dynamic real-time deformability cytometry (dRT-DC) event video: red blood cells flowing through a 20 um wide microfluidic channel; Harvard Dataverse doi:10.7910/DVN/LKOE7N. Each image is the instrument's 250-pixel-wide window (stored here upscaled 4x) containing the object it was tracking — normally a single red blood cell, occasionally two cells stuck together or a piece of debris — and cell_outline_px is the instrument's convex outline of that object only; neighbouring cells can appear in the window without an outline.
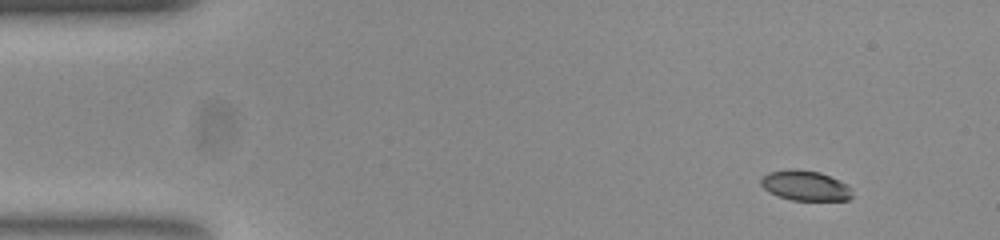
{"species": "common noctule bat (a hibernating species)", "species_latin": "Nyctalus noctula", "temperature_condition": "room temperature", "stored_images_in_passage": 54, "camera_frame_rate_fps": 3000, "um_per_image_px": 0.085, "animal": {"sex": "female", "body_mass_g": 23.0, "forearm_length_mm": 53.4}, "frame": {"image": 1, "passage_image": 6, "time_ms": 1.667, "image_size_px": [1000, 240], "cell_outline_px": [[852, 196], [848, 200], [792, 200], [768, 192], [760, 184], [760, 176], [768, 172], [788, 168], [792, 168], [820, 172], [848, 184], [852, 188]], "centroid_in_image_um": [68.43, 15.76], "position_along_channel_um": 16.6, "area_um2": 16.24}}
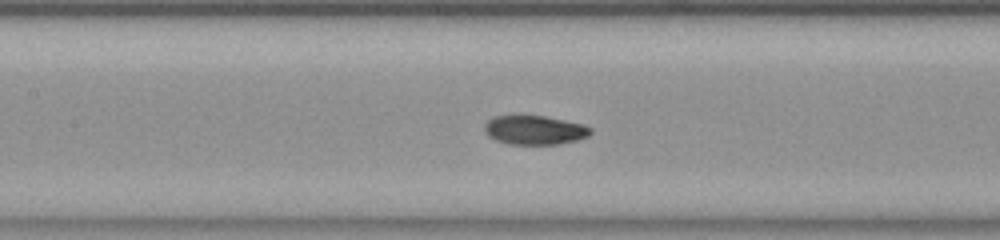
{"frame": {"image": 2, "passage_image": 25, "time_ms": 8.0, "image_size_px": [1000, 240], "cell_outline_px": [[592, 132], [588, 136], [576, 140], [556, 144], [508, 144], [496, 140], [488, 136], [484, 128], [484, 124], [492, 116], [544, 116], [584, 124], [592, 128]], "centroid_in_image_um": [45.44, 11.05], "position_along_channel_um": 162.0, "area_um2": 17.92}}
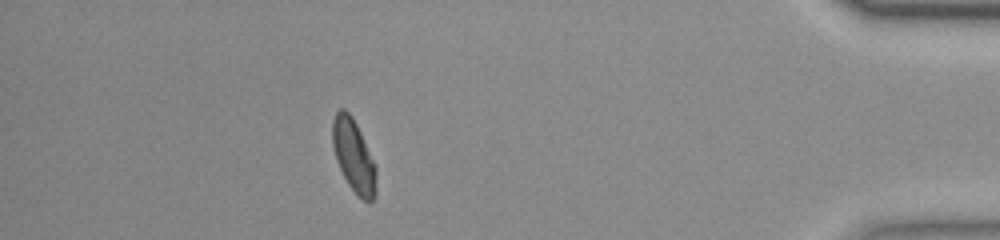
{"frame": {"image": 3, "passage_image": 48, "time_ms": 15.667, "image_size_px": [1000, 240], "cell_outline_px": [[376, 192], [372, 200], [364, 200], [348, 184], [336, 160], [332, 144], [332, 120], [336, 112], [340, 108], [344, 108], [352, 116], [360, 132], [376, 168]], "centroid_in_image_um": [30.03, 13.2], "position_along_channel_um": 405.2, "area_um2": 18.09}, "authors_computed_cell_mechanics": {"area_um2": 18.0914, "velocity_mm_per_s": 3.8587, "shape_relaxation_time_tau1_ms": 4.9072, "shape_relaxation_time_tau2_ms": 1.6599, "deformation_change_tau1": 0.1602, "deformation_change_tau2": 0.0597}}